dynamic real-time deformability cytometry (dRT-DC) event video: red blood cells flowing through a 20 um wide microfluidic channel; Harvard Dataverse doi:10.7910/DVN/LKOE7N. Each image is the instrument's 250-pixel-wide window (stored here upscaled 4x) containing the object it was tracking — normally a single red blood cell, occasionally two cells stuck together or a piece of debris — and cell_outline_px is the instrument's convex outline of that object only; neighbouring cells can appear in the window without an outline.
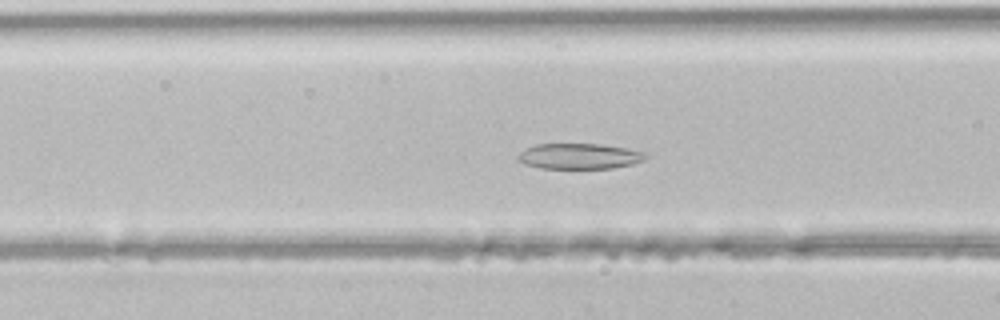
{"species": "common noctule bat (a hibernating species)", "species_latin": "Nyctalus noctula", "temperature_condition": "room temperature", "stored_images_in_passage": 45, "camera_frame_rate_fps": 3000, "um_per_image_px": 0.085, "animal": {"sex": "male", "body_mass_g": 21.5, "forearm_length_mm": 52.0}, "frame": {"image": 1, "passage_image": 17, "time_ms": 5.333, "image_size_px": [1000, 320], "cell_outline_px": [[648, 156], [644, 160], [632, 164], [612, 168], [540, 168], [524, 164], [516, 156], [524, 148], [536, 144], [600, 144], [628, 148], [644, 152]], "centroid_in_image_um": [49.24, 13.27], "position_along_channel_um": 117.4, "area_um2": 19.07}}
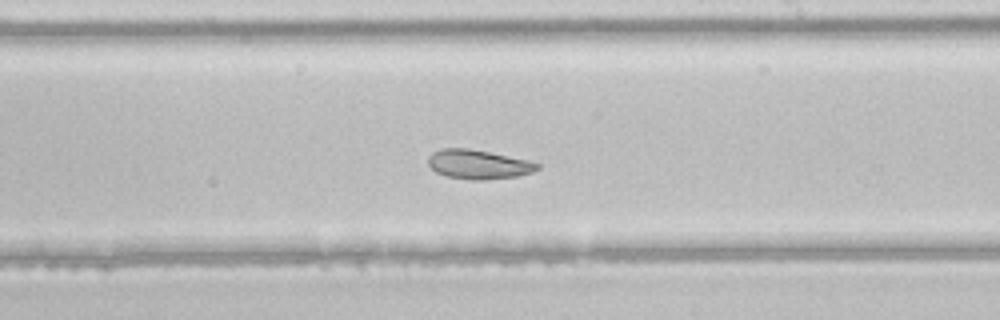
{"frame": {"image": 2, "passage_image": 26, "time_ms": 8.333, "image_size_px": [1000, 320], "cell_outline_px": [[540, 168], [532, 172], [516, 176], [484, 180], [472, 180], [448, 176], [436, 172], [428, 164], [428, 156], [432, 152], [440, 148], [468, 148], [528, 160], [540, 164]], "centroid_in_image_um": [40.64, 13.96], "position_along_channel_um": 248.4, "area_um2": 18.5}}
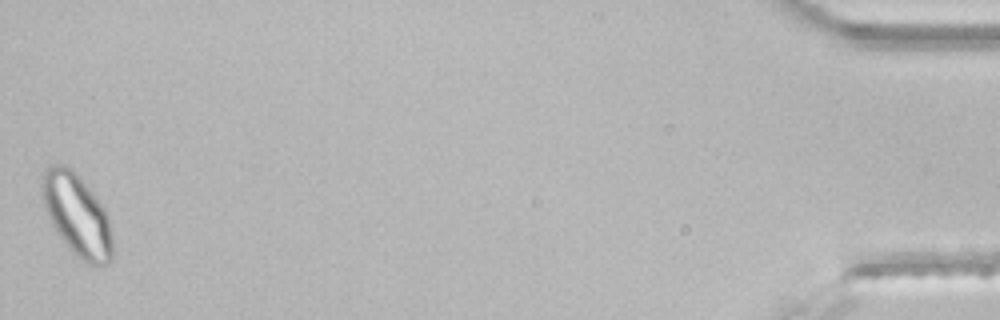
{"frame": {"image": 3, "passage_image": 45, "time_ms": 14.667, "image_size_px": [1000, 320], "cell_outline_px": [[112, 260], [108, 264], [88, 264], [80, 260], [72, 252], [60, 236], [52, 224], [48, 216], [40, 192], [40, 184], [44, 172], [48, 164], [64, 164], [80, 180], [104, 208], [108, 220], [112, 240]], "centroid_in_image_um": [6.51, 18.3], "position_along_channel_um": 428.7, "area_um2": 32.95}}